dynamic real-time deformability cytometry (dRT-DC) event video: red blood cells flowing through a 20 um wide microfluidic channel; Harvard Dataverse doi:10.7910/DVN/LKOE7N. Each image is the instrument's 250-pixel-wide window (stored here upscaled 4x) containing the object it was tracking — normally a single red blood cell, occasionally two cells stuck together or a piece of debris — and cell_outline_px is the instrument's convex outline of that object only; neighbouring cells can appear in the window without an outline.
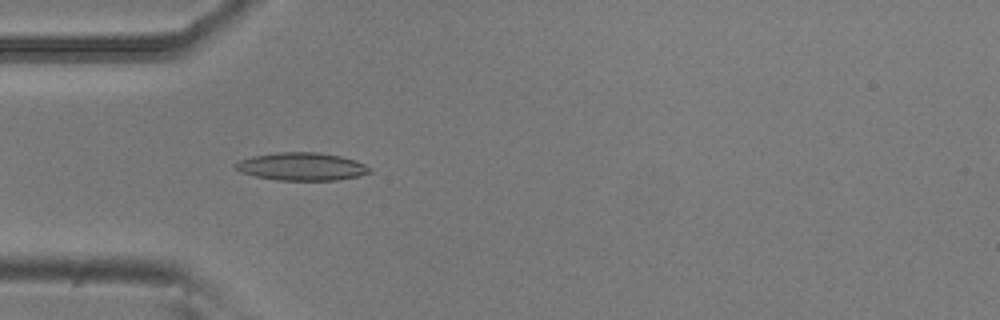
{"species": "common noctule bat (a hibernating species)", "species_latin": "Nyctalus noctula", "temperature_condition": "room temperature", "stored_images_in_passage": 39, "camera_frame_rate_fps": 3000, "um_per_image_px": 0.085, "animal": {"sex": "male", "body_mass_g": 20.5, "forearm_length_mm": 52.5}, "frame": {"image": 1, "passage_image": 1, "time_ms": 0.0, "image_size_px": [1000, 320], "cell_outline_px": [[372, 172], [356, 176], [336, 180], [276, 180], [256, 176], [240, 172], [232, 164], [240, 160], [252, 156], [276, 152], [316, 152], [340, 156], [356, 160], [372, 168]], "centroid_in_image_um": [25.63, 14.15], "position_along_channel_um": 59.4, "area_um2": 21.79}}
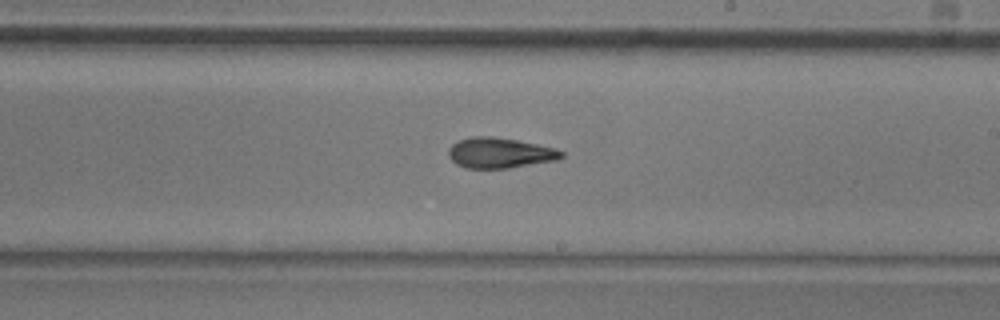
{"frame": {"image": 2, "passage_image": 16, "time_ms": 5.0, "image_size_px": [1000, 320], "cell_outline_px": [[564, 156], [556, 160], [508, 168], [464, 168], [456, 164], [448, 156], [448, 148], [452, 144], [460, 140], [472, 136], [492, 136], [516, 140], [556, 148], [564, 152]], "centroid_in_image_um": [42.46, 12.99], "position_along_channel_um": 246.5, "area_um2": 20.0}}
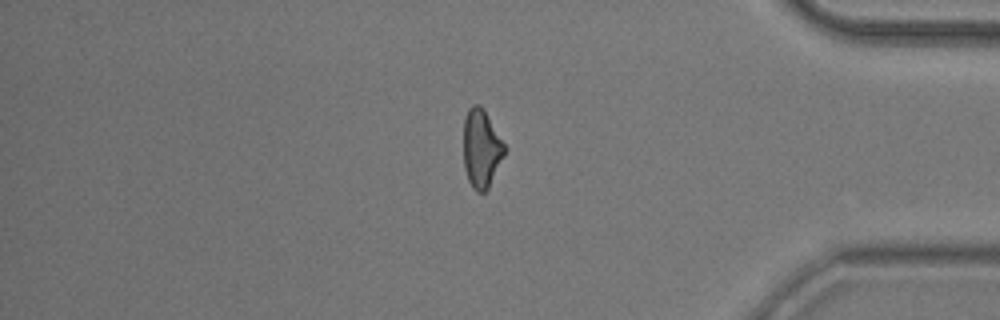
{"frame": {"image": 3, "passage_image": 30, "time_ms": 9.667, "image_size_px": [1000, 320], "cell_outline_px": [[508, 148], [488, 188], [484, 192], [476, 192], [472, 188], [468, 180], [464, 168], [464, 116], [468, 108], [472, 104], [480, 104], [484, 108]], "centroid_in_image_um": [40.93, 12.59], "position_along_channel_um": 394.3, "area_um2": 19.13}, "authors_computed_cell_mechanics": {"area_um2": 19.2474, "velocity_mm_per_s": 3.7623, "shape_relaxation_time_tau1_ms": 9.494, "shape_relaxation_time_tau2_ms": 3.8861, "deformation_change_tau1": 0.2051, "deformation_change_tau2": 0.1286}}